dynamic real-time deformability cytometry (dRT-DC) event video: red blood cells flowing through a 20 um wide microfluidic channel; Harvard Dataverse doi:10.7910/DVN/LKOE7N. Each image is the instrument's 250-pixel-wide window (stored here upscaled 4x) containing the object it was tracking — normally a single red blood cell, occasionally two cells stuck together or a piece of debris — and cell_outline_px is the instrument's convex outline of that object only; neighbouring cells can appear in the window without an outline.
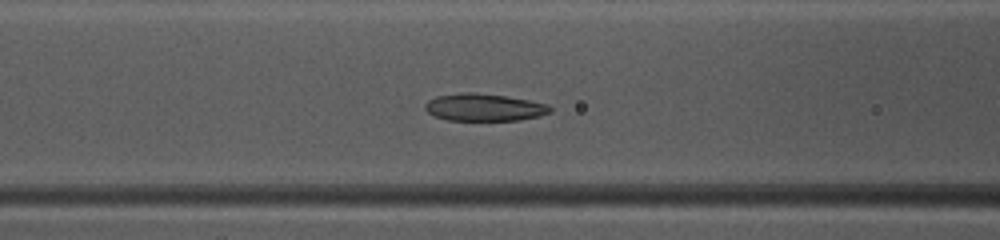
{"species": "common noctule bat (a hibernating species)", "species_latin": "Nyctalus noctula", "temperature_condition": "warm", "stored_images_in_passage": 37, "camera_frame_rate_fps": 3000, "um_per_image_px": 0.085, "animal": {"sex": "female", "body_mass_g": 10.0, "forearm_length_mm": 53.1}, "frame": {"image": 1, "passage_image": 8, "time_ms": 2.333, "image_size_px": [1000, 240], "cell_outline_px": [[552, 112], [540, 116], [520, 120], [448, 120], [436, 116], [428, 112], [424, 108], [424, 104], [428, 100], [436, 96], [460, 92], [472, 92], [504, 96], [528, 100], [548, 104], [552, 108]], "centroid_in_image_um": [41.15, 9.12], "position_along_channel_um": 125.4, "area_um2": 19.94}}
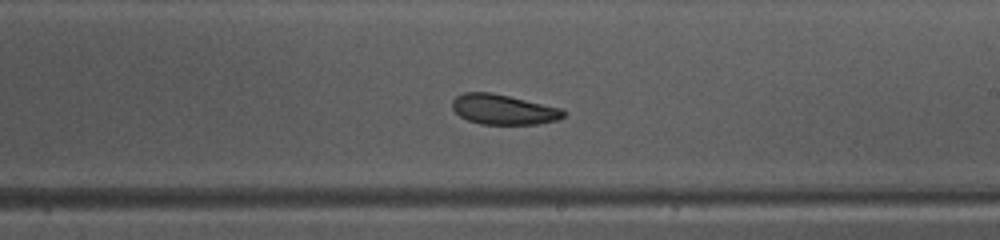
{"frame": {"image": 2, "passage_image": 17, "time_ms": 5.333, "image_size_px": [1000, 240], "cell_outline_px": [[568, 112], [564, 116], [556, 120], [536, 124], [484, 124], [468, 120], [460, 116], [452, 108], [452, 100], [456, 96], [464, 92], [492, 92], [560, 108]], "centroid_in_image_um": [42.78, 9.3], "position_along_channel_um": 246.2, "area_um2": 19.36}}
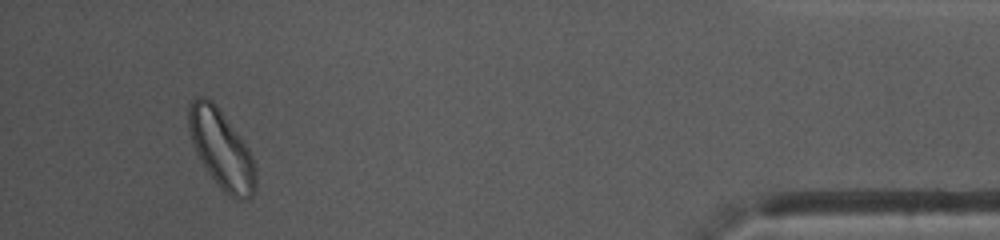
{"frame": {"image": 3, "passage_image": 34, "time_ms": 11.0, "image_size_px": [1000, 240], "cell_outline_px": [[256, 192], [252, 196], [240, 200], [236, 200], [224, 192], [220, 188], [196, 152], [188, 128], [188, 104], [196, 96], [204, 96], [212, 100], [216, 104], [248, 148], [252, 156], [256, 168]], "centroid_in_image_um": [18.83, 12.67], "position_along_channel_um": 416.4, "area_um2": 30.46}, "authors_computed_cell_mechanics": {"area_um2": 20.6924, "velocity_mm_per_s": 4.0239, "shape_relaxation_time_tau1_ms": 1.7327, "shape_relaxation_time_tau2_ms": 2.8381, "deformation_change_tau1": 0.1052, "deformation_change_tau2": 0.0733}}